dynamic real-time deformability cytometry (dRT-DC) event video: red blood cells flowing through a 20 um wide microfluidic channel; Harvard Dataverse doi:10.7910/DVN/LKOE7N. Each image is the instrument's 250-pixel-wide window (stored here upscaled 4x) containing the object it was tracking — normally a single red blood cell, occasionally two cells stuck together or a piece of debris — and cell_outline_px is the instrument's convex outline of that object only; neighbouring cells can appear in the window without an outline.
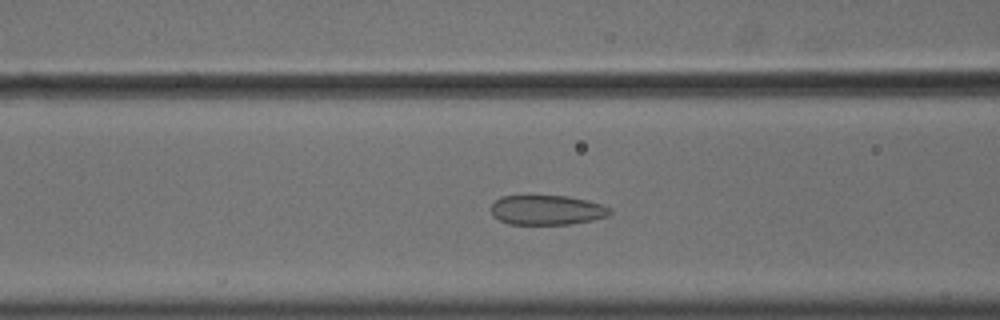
{"species": "common noctule bat (a hibernating species)", "species_latin": "Nyctalus noctula", "temperature_condition": "cold", "stored_images_in_passage": 55, "camera_frame_rate_fps": 3000, "um_per_image_px": 0.085, "animal": {"sex": "male", "body_mass_g": 18.8}, "frame": {"image": 1, "passage_image": 22, "time_ms": 7.0, "image_size_px": [1000, 320], "cell_outline_px": [[612, 212], [608, 216], [592, 220], [572, 224], [508, 224], [492, 216], [492, 204], [500, 196], [528, 192], [568, 196], [588, 200], [604, 204], [612, 208]], "centroid_in_image_um": [46.48, 17.79], "position_along_channel_um": 120.1, "area_um2": 21.73}}
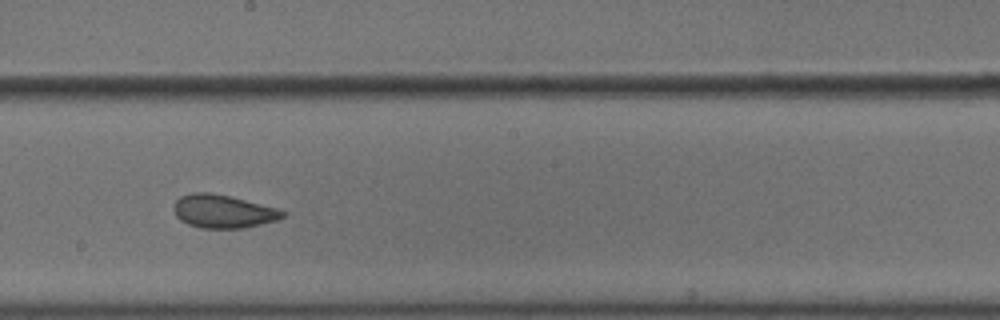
{"frame": {"image": 2, "passage_image": 31, "time_ms": 10.0, "image_size_px": [1000, 320], "cell_outline_px": [[288, 212], [284, 216], [276, 220], [244, 228], [200, 228], [188, 224], [180, 220], [176, 216], [172, 208], [172, 204], [180, 196], [192, 192], [208, 192], [232, 196], [276, 208]], "centroid_in_image_um": [18.92, 17.95], "position_along_channel_um": 229.3, "area_um2": 21.27}}
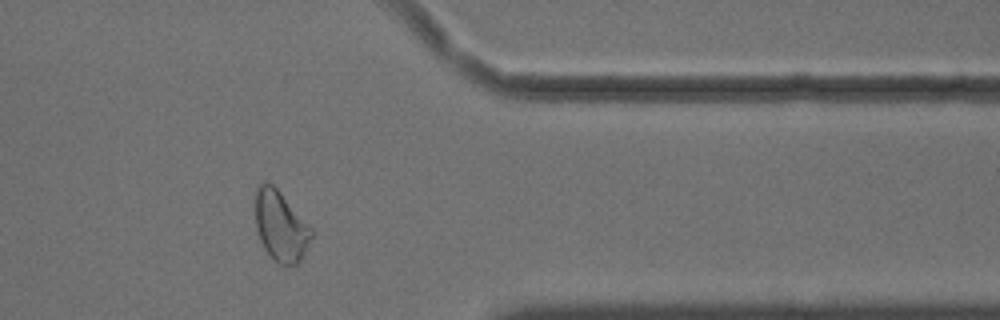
{"frame": {"image": 3, "passage_image": 45, "time_ms": 14.667, "image_size_px": [1000, 320], "cell_outline_px": [[312, 236], [296, 268], [280, 264], [264, 248], [260, 240], [256, 228], [256, 184], [272, 184], [276, 188], [312, 228]], "centroid_in_image_um": [23.86, 19.25], "position_along_channel_um": 387.5, "area_um2": 22.54}, "authors_computed_cell_mechanics": {"area_um2": 23.2356, "velocity_mm_per_s": 3.6281, "shape_relaxation_time_tau1_ms": 6.768, "shape_relaxation_time_tau2_ms": 2.2078, "deformation_change_tau1": 0.1302, "deformation_change_tau2": 0.0735}}